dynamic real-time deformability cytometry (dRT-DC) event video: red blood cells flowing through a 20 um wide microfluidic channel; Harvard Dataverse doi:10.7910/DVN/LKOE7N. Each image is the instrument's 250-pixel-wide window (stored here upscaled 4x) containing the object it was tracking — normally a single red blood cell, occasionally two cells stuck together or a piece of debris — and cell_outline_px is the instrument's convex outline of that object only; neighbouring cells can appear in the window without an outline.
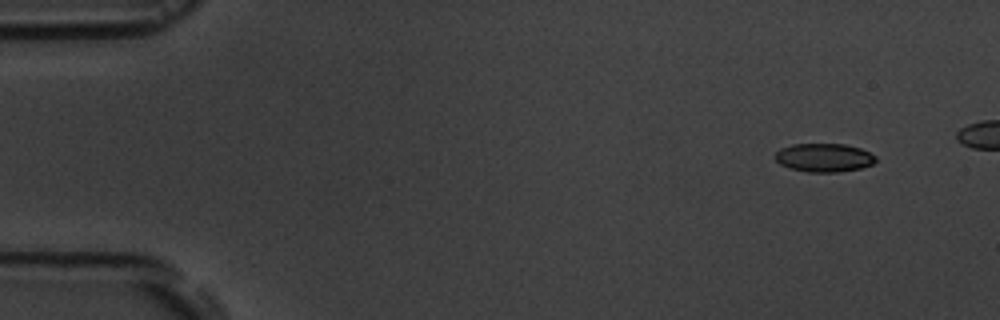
{"species": "common noctule bat (a hibernating species)", "species_latin": "Nyctalus noctula", "temperature_condition": "room temperature", "stored_images_in_passage": 14, "camera_frame_rate_fps": 3000, "um_per_image_px": 0.085, "animal": {"sex": "male", "body_mass_g": 19.5, "forearm_length_mm": 54.6}, "frame": {"image": 1, "passage_image": 1, "time_ms": 0.0, "image_size_px": [1000, 320], "cell_outline_px": [[876, 160], [872, 164], [860, 168], [840, 172], [808, 172], [792, 168], [780, 164], [772, 156], [780, 148], [792, 144], [844, 144], [860, 148], [876, 156]], "centroid_in_image_um": [70.02, 13.39], "position_along_channel_um": 15.0, "area_um2": 16.7}}
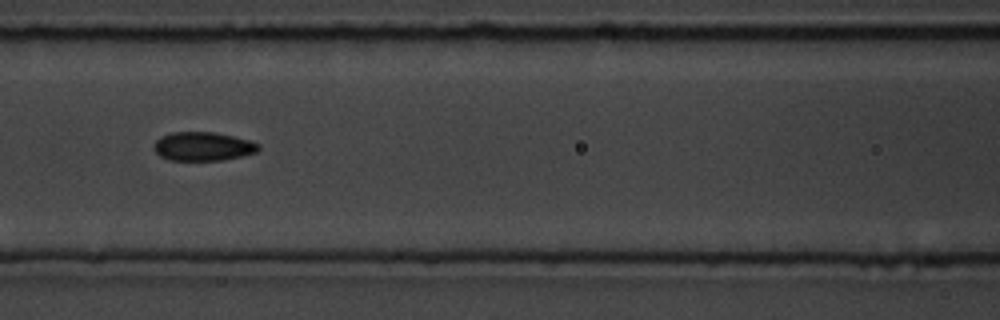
{"frame": {"image": 2, "passage_image": 7, "time_ms": 6.667, "image_size_px": [1000, 320], "cell_outline_px": [[260, 148], [256, 152], [224, 160], [168, 160], [160, 156], [156, 152], [152, 144], [160, 136], [172, 132], [216, 132], [248, 140], [260, 144]], "centroid_in_image_um": [17.22, 12.44], "position_along_channel_um": 149.4, "area_um2": 17.57}}
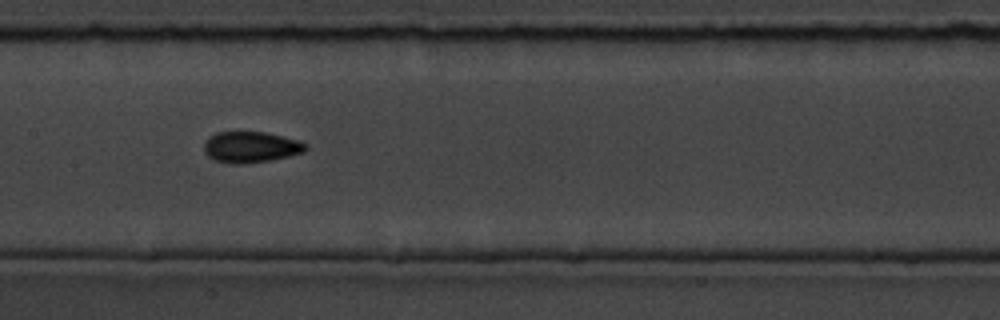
{"frame": {"image": 3, "passage_image": 8, "time_ms": 7.667, "image_size_px": [1000, 320], "cell_outline_px": [[308, 148], [304, 152], [288, 156], [268, 160], [240, 164], [232, 164], [212, 160], [204, 152], [204, 140], [208, 136], [216, 132], [264, 132], [300, 140], [308, 144]], "centroid_in_image_um": [21.29, 12.49], "position_along_channel_um": 186.1, "area_um2": 18.55}}